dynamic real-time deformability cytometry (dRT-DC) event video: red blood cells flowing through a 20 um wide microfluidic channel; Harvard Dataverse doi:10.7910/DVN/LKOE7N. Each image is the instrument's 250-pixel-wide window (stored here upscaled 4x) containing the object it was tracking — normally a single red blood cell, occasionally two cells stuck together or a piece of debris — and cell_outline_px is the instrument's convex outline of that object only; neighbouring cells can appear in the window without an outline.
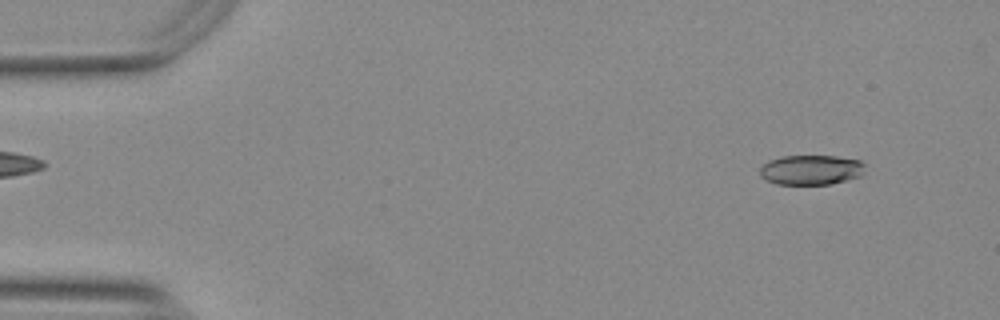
{"species": "Egyptian fruit bat (a non-hibernating species)", "species_latin": "Rousettus aegyptiacus", "temperature_condition": "warm", "stored_images_in_passage": 52, "camera_frame_rate_fps": 3000, "um_per_image_px": 0.085, "animal": {"sex": "female"}, "frame": {"image": 1, "passage_image": 4, "time_ms": 1.0, "image_size_px": [1000, 320], "cell_outline_px": [[864, 172], [860, 176], [848, 180], [832, 184], [776, 184], [760, 176], [760, 168], [768, 160], [784, 156], [836, 156], [860, 160], [864, 164]], "centroid_in_image_um": [68.96, 14.44], "position_along_channel_um": 16.0, "area_um2": 18.32}}
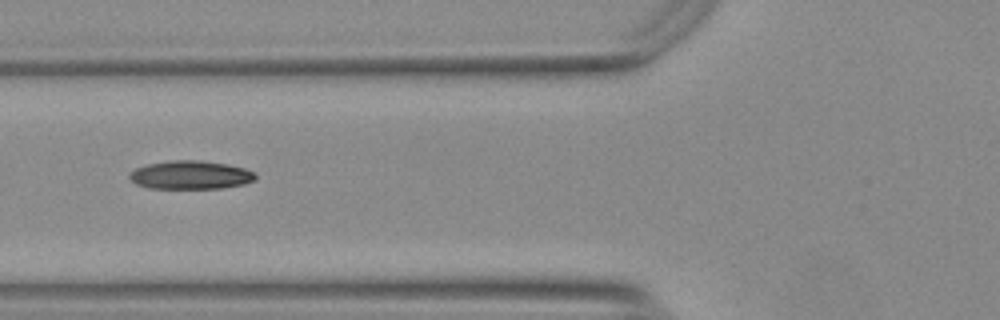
{"frame": {"image": 2, "passage_image": 20, "time_ms": 6.333, "image_size_px": [1000, 320], "cell_outline_px": [[256, 180], [244, 184], [220, 188], [148, 188], [136, 184], [128, 176], [136, 168], [148, 164], [168, 160], [200, 160], [228, 164], [244, 168], [256, 172]], "centroid_in_image_um": [16.23, 14.86], "position_along_channel_um": 109.6, "area_um2": 20.92}}
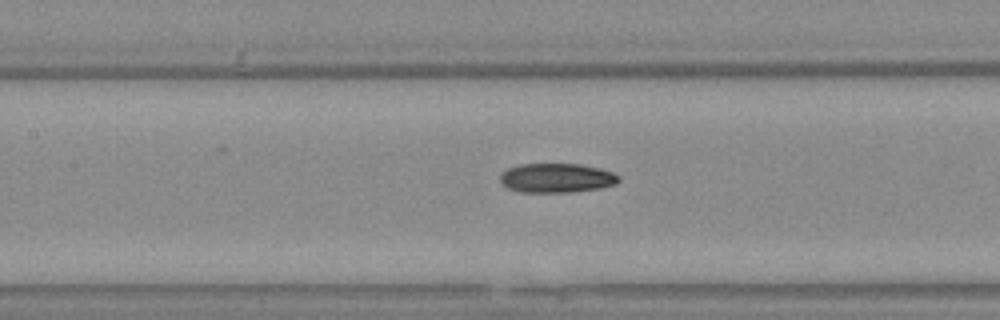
{"frame": {"image": 3, "passage_image": 24, "time_ms": 7.667, "image_size_px": [1000, 320], "cell_outline_px": [[620, 180], [616, 184], [600, 188], [572, 192], [520, 192], [508, 188], [500, 180], [500, 172], [508, 168], [520, 164], [580, 164], [600, 168], [612, 172], [620, 176]], "centroid_in_image_um": [47.32, 15.12], "position_along_channel_um": 160.1, "area_um2": 20.35}}